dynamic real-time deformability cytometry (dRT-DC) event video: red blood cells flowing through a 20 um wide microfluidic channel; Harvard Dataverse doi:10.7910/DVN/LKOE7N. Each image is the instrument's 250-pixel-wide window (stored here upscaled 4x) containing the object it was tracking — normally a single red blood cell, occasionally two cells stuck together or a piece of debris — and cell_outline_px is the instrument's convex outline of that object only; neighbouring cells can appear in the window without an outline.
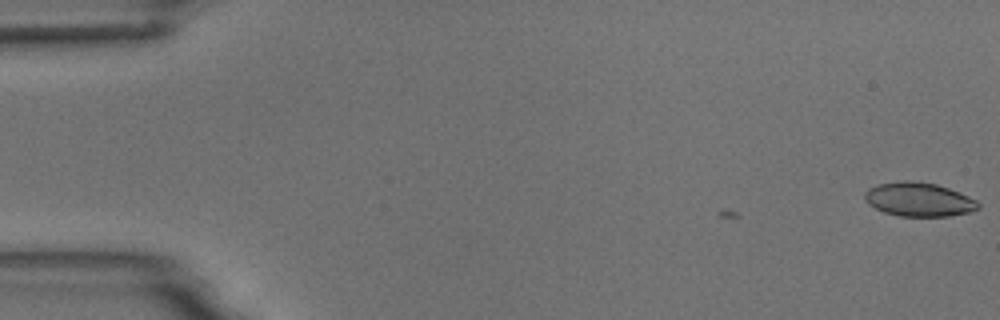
{"species": "common noctule bat (a hibernating species)", "species_latin": "Nyctalus noctula", "temperature_condition": "room temperature", "stored_images_in_passage": 2, "camera_frame_rate_fps": 3000, "um_per_image_px": 0.085, "animal": {"sex": "male", "body_mass_g": 18.8}, "frame": {"image": 1, "passage_image": 2, "time_ms": 1.0, "image_size_px": [1000, 320], "cell_outline_px": [[980, 208], [968, 212], [948, 216], [900, 216], [884, 212], [868, 204], [864, 200], [864, 192], [868, 188], [876, 184], [904, 180], [936, 184], [948, 188], [968, 196], [976, 200], [980, 204]], "centroid_in_image_um": [78.06, 16.95], "position_along_channel_um": 6.9, "area_um2": 22.37}}